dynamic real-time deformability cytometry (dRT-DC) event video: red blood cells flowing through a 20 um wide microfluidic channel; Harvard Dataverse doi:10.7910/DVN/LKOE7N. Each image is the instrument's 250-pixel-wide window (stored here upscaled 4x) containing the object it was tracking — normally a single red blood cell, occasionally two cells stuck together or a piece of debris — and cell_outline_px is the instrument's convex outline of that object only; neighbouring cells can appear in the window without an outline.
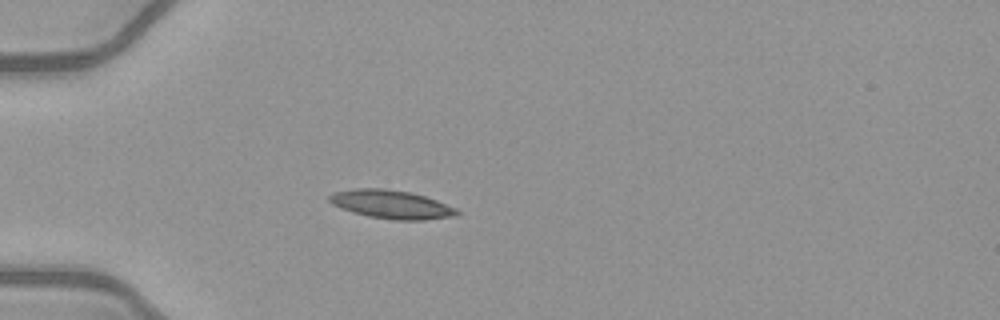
{"species": "common noctule bat (a hibernating species)", "species_latin": "Nyctalus noctula", "temperature_condition": "warm", "stored_images_in_passage": 52, "camera_frame_rate_fps": 3000, "um_per_image_px": 0.085, "animal": {"sex": "female", "body_mass_g": 21.9}, "frame": {"image": 1, "passage_image": 16, "time_ms": 5.0, "image_size_px": [1000, 320], "cell_outline_px": [[460, 212], [456, 216], [424, 220], [396, 220], [368, 216], [352, 212], [340, 208], [332, 204], [328, 200], [328, 196], [332, 192], [356, 188], [384, 188], [412, 192], [436, 200], [456, 208]], "centroid_in_image_um": [33.24, 17.37], "position_along_channel_um": 51.8, "area_um2": 21.33}}
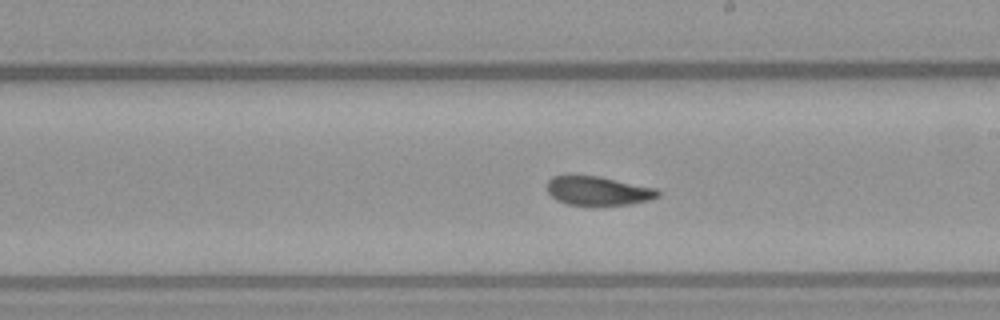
{"frame": {"image": 2, "passage_image": 31, "time_ms": 10.0, "image_size_px": [1000, 320], "cell_outline_px": [[660, 196], [648, 200], [628, 204], [596, 208], [568, 204], [556, 200], [548, 192], [548, 180], [552, 176], [568, 172], [600, 176], [656, 188], [660, 192]], "centroid_in_image_um": [50.78, 16.21], "position_along_channel_um": 238.2, "area_um2": 19.88}}
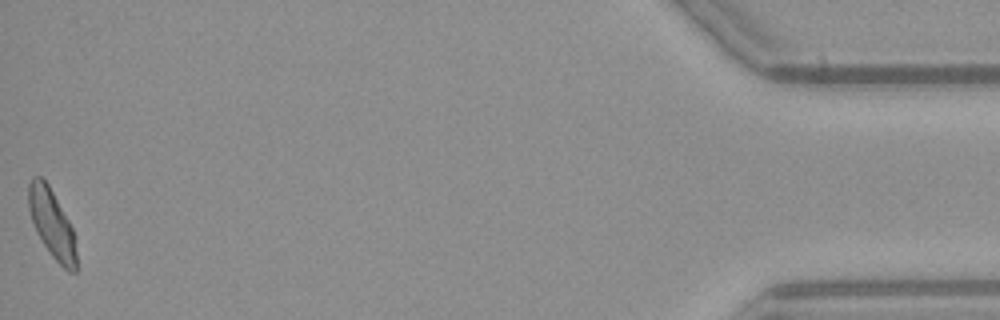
{"frame": {"image": 3, "passage_image": 52, "time_ms": 17.0, "image_size_px": [1000, 320], "cell_outline_px": [[76, 272], [68, 272], [52, 256], [36, 232], [28, 208], [28, 184], [32, 176], [40, 176], [48, 184], [68, 220], [72, 228], [76, 252]], "centroid_in_image_um": [4.39, 19.0], "position_along_channel_um": 430.8, "area_um2": 18.79}, "authors_computed_cell_mechanics": {"area_um2": 19.3919, "velocity_mm_per_s": 4.068, "shape_relaxation_time_tau1_ms": 4.7618, "shape_relaxation_time_tau2_ms": 1.5142, "deformation_change_tau1": 0.1422, "deformation_change_tau2": 0.0727}}